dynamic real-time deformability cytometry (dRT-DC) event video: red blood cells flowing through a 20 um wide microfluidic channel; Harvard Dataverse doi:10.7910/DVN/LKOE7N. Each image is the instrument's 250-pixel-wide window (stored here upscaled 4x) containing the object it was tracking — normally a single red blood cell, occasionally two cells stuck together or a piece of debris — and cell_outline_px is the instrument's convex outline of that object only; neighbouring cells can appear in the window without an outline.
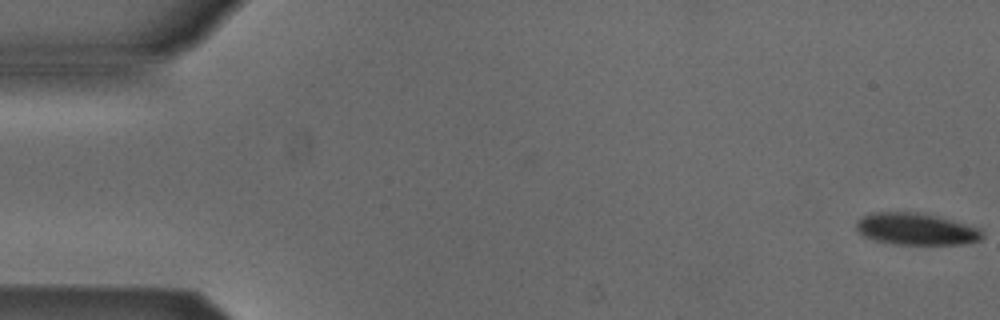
{"species": "Egyptian fruit bat (a non-hibernating species)", "species_latin": "Rousettus aegyptiacus", "temperature_condition": "cold", "stored_images_in_passage": 10, "camera_frame_rate_fps": 3000, "um_per_image_px": 0.085, "animal": {"sex": "male"}, "frame": {"image": 1, "passage_image": 1, "time_ms": 0.0, "image_size_px": [1000, 320], "cell_outline_px": [[984, 236], [980, 240], [960, 244], [892, 244], [872, 240], [864, 236], [856, 228], [856, 220], [872, 212], [916, 212], [936, 216], [976, 228]], "centroid_in_image_um": [77.78, 19.47], "position_along_channel_um": 7.2, "area_um2": 23.0}}